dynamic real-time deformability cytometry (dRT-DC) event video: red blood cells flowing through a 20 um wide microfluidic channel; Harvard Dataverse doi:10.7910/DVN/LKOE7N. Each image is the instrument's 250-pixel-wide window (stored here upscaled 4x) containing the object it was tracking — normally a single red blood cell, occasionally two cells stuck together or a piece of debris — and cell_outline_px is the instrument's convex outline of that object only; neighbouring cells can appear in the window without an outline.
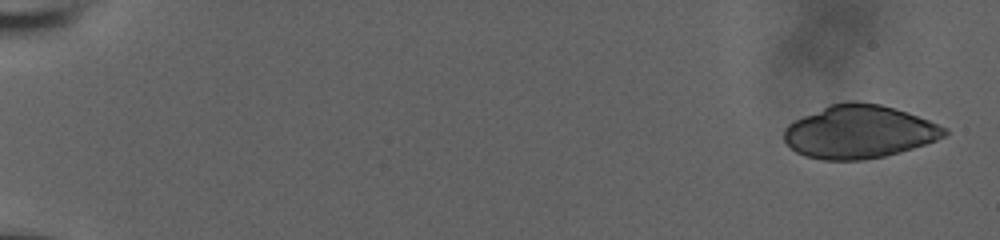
{"species": "human", "species_latin": "Homo sapiens", "temperature_condition": "room temperature", "stored_images_in_passage": 8, "camera_frame_rate_fps": 3000, "um_per_image_px": 0.085, "donor": {"sex": "male"}, "frame": {"image": 1, "passage_image": 1, "time_ms": 0.0, "image_size_px": [1000, 240], "cell_outline_px": [[948, 132], [944, 136], [936, 140], [900, 152], [884, 156], [864, 160], [824, 160], [804, 156], [796, 152], [784, 140], [784, 128], [788, 124], [804, 116], [832, 104], [848, 100], [856, 100], [880, 104], [928, 120], [948, 128]], "centroid_in_image_um": [73.02, 11.21], "position_along_channel_um": 12.0, "area_um2": 49.3}}
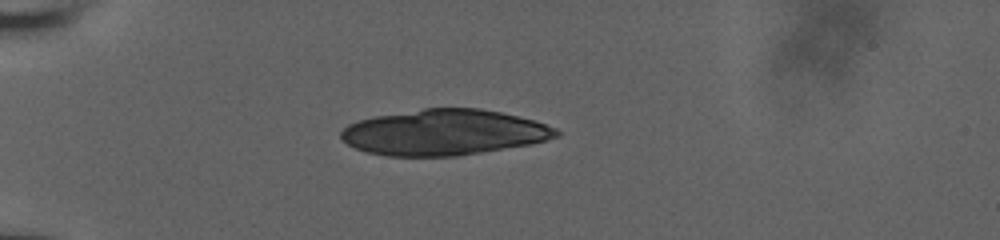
{"frame": {"image": 2, "passage_image": 6, "time_ms": 1.667, "image_size_px": [1000, 240], "cell_outline_px": [[560, 136], [532, 144], [456, 156], [388, 156], [368, 152], [356, 148], [348, 144], [340, 136], [340, 132], [348, 124], [360, 120], [376, 116], [424, 108], [480, 108], [500, 112], [532, 120], [556, 128], [560, 132]], "centroid_in_image_um": [37.75, 11.25], "position_along_channel_um": 47.2, "area_um2": 56.99}}